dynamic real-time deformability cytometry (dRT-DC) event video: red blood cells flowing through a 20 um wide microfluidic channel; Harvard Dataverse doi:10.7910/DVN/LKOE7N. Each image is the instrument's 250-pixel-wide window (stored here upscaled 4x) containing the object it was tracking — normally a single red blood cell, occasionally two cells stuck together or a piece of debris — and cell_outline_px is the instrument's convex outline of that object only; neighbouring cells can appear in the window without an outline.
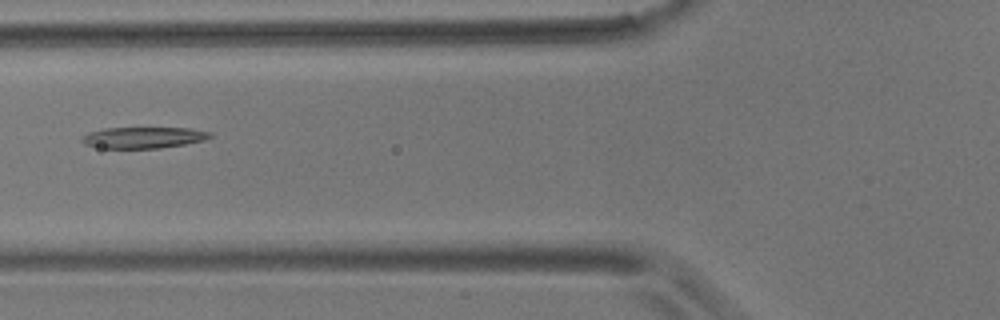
{"species": "common noctule bat (a hibernating species)", "species_latin": "Nyctalus noctula", "temperature_condition": "room temperature", "stored_images_in_passage": 14, "camera_frame_rate_fps": 3000, "um_per_image_px": 0.085, "animal": {"sex": "male", "body_mass_g": 17.9}, "frame": {"image": 1, "passage_image": 8, "time_ms": 9.0, "image_size_px": [1000, 320], "cell_outline_px": [[212, 136], [204, 140], [184, 144], [160, 148], [100, 148], [84, 144], [80, 140], [80, 136], [88, 132], [104, 128], [188, 128], [212, 132]], "centroid_in_image_um": [12.14, 11.69], "position_along_channel_um": 113.7, "area_um2": 15.95}}
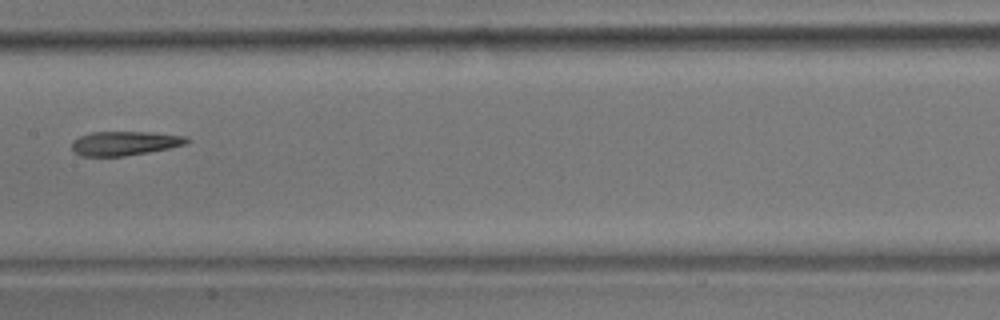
{"frame": {"image": 2, "passage_image": 10, "time_ms": 11.333, "image_size_px": [1000, 320], "cell_outline_px": [[192, 140], [188, 144], [148, 152], [124, 156], [80, 156], [72, 148], [72, 140], [80, 136], [92, 132], [148, 132], [188, 136]], "centroid_in_image_um": [10.64, 12.17], "position_along_channel_um": 196.8, "area_um2": 16.24}}
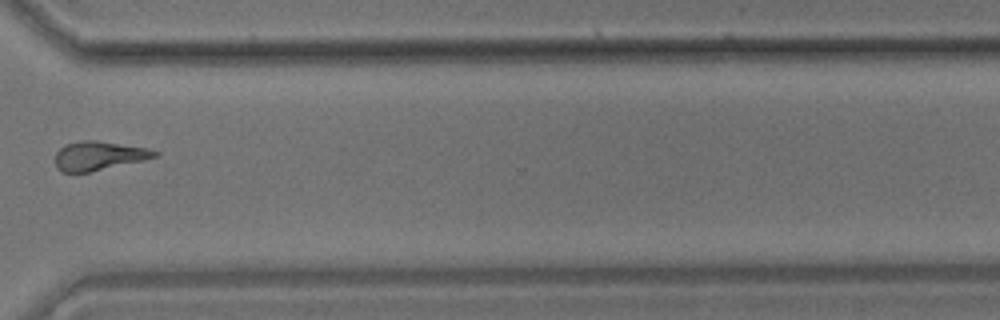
{"frame": {"image": 3, "passage_image": 14, "time_ms": 16.0, "image_size_px": [1000, 320], "cell_outline_px": [[160, 156], [144, 160], [88, 172], [60, 172], [56, 168], [56, 152], [64, 144], [80, 140], [96, 140], [148, 148], [160, 152]], "centroid_in_image_um": [8.41, 13.23], "position_along_channel_um": 362.2, "area_um2": 16.88}}